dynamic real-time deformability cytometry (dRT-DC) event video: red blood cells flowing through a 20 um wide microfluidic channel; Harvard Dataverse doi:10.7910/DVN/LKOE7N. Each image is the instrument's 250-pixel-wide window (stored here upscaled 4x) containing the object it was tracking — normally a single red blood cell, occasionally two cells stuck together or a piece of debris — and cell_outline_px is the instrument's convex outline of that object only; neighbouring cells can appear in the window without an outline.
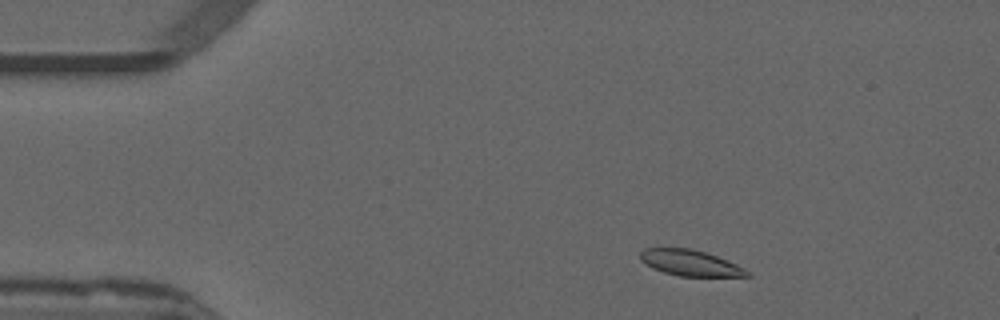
{"species": "common noctule bat (a hibernating species)", "species_latin": "Nyctalus noctula", "temperature_condition": "warm", "stored_images_in_passage": 50, "camera_frame_rate_fps": 3000, "um_per_image_px": 0.085, "animal": {"sex": "male", "forearm_length_mm": 52.5}, "frame": {"image": 1, "passage_image": 5, "time_ms": 1.333, "image_size_px": [1000, 320], "cell_outline_px": [[752, 276], [680, 276], [664, 272], [652, 268], [640, 260], [640, 252], [644, 248], [692, 248], [716, 256], [736, 264], [752, 272]], "centroid_in_image_um": [58.67, 22.35], "position_along_channel_um": 26.3, "area_um2": 16.07}}
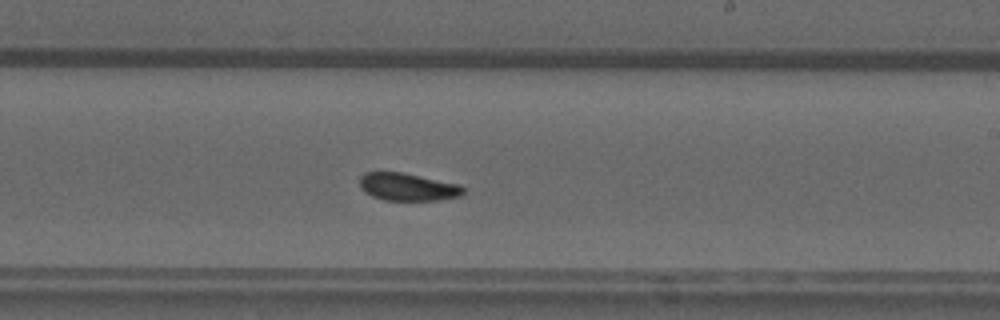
{"frame": {"image": 2, "passage_image": 28, "time_ms": 9.0, "image_size_px": [1000, 320], "cell_outline_px": [[464, 192], [460, 196], [436, 200], [384, 200], [372, 196], [364, 192], [360, 188], [360, 176], [364, 172], [404, 172], [460, 184], [464, 188]], "centroid_in_image_um": [34.64, 15.88], "position_along_channel_um": 254.4, "area_um2": 16.82}}
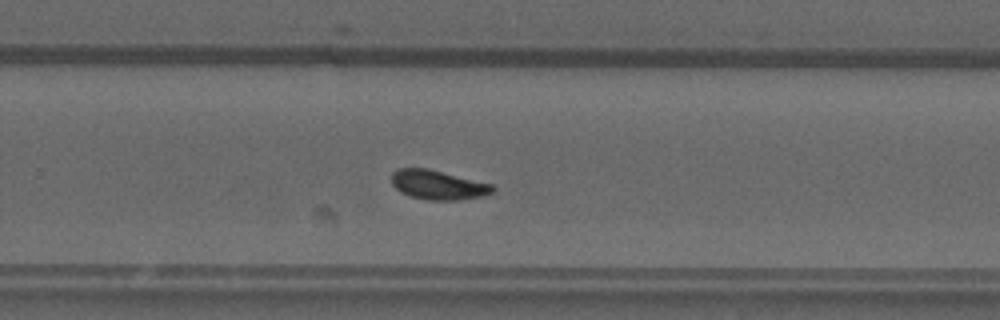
{"frame": {"image": 3, "passage_image": 31, "time_ms": 10.0, "image_size_px": [1000, 320], "cell_outline_px": [[496, 188], [492, 192], [484, 196], [460, 200], [428, 200], [412, 196], [400, 192], [392, 184], [392, 172], [396, 168], [428, 168], [492, 184]], "centroid_in_image_um": [37.24, 15.71], "position_along_channel_um": 292.6, "area_um2": 17.34}, "authors_computed_cell_mechanics": {"area_um2": 16.8487, "velocity_mm_per_s": 3.8362, "shape_relaxation_time_tau1_ms": 4.8657, "shape_relaxation_time_tau2_ms": 2.8433, "deformation_change_tau1": 0.1263, "deformation_change_tau2": 0.0838}}